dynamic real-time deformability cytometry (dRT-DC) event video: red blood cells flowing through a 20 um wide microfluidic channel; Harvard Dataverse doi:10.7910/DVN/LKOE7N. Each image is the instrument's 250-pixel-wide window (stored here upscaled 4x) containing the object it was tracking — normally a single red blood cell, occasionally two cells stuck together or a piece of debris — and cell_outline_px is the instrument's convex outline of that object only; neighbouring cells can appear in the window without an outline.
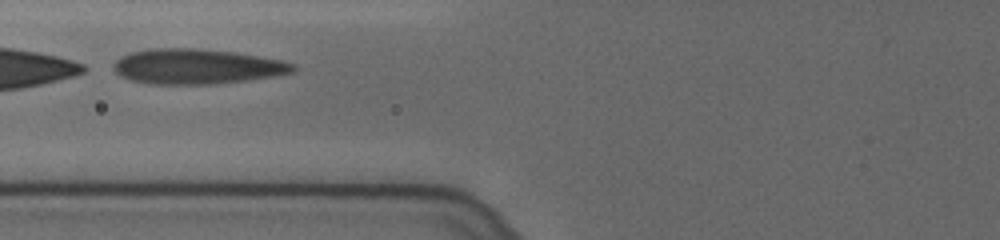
{"species": "human", "species_latin": "Homo sapiens", "temperature_condition": "cold", "stored_images_in_passage": 26, "camera_frame_rate_fps": 3000, "um_per_image_px": 0.085, "donor": {"sex": "female"}, "frame": {"image": 1, "passage_image": 10, "time_ms": 3.0, "image_size_px": [1000, 240], "cell_outline_px": [[296, 72], [248, 80], [212, 84], [148, 84], [128, 80], [120, 76], [112, 68], [112, 64], [120, 56], [128, 52], [148, 48], [196, 48], [236, 52], [284, 60], [296, 64]], "centroid_in_image_um": [16.7, 5.64], "position_along_channel_um": 109.1, "area_um2": 37.34}}
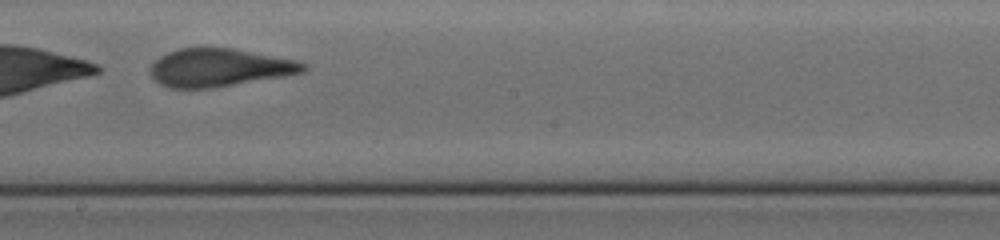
{"frame": {"image": 2, "passage_image": 20, "time_ms": 6.333, "image_size_px": [1000, 240], "cell_outline_px": [[308, 68], [304, 72], [284, 76], [212, 88], [168, 88], [160, 84], [148, 72], [152, 64], [160, 56], [168, 52], [180, 48], [232, 48], [296, 60], [308, 64]], "centroid_in_image_um": [18.64, 5.75], "position_along_channel_um": 229.6, "area_um2": 33.81}}
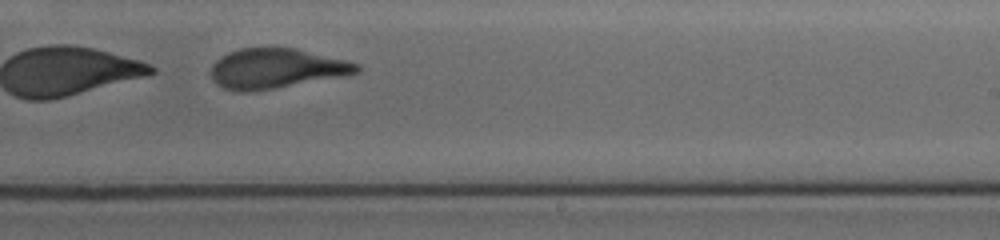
{"frame": {"image": 3, "passage_image": 23, "time_ms": 7.333, "image_size_px": [1000, 240], "cell_outline_px": [[360, 72], [344, 76], [272, 88], [244, 92], [224, 88], [216, 84], [212, 80], [212, 64], [220, 56], [228, 52], [240, 48], [292, 48], [348, 60], [360, 64]], "centroid_in_image_um": [23.48, 5.81], "position_along_channel_um": 265.5, "area_um2": 33.58}}